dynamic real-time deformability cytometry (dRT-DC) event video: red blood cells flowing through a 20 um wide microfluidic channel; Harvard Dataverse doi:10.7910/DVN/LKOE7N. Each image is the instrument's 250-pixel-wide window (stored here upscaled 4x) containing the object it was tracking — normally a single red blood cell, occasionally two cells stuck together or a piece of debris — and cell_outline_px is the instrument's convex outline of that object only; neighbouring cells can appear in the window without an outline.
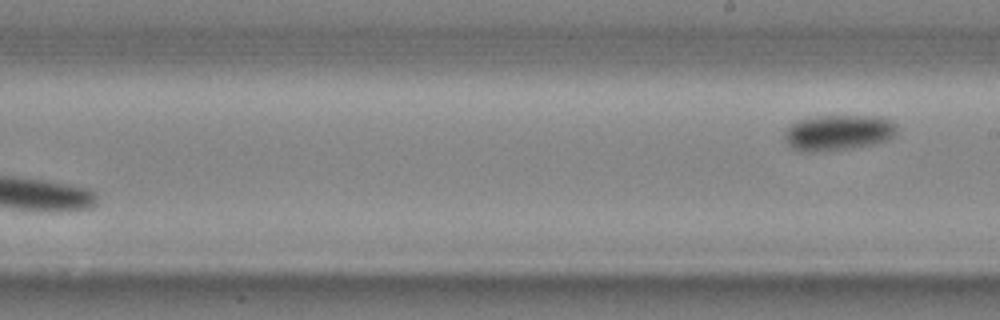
{"species": "common noctule bat (a hibernating species)", "species_latin": "Nyctalus noctula", "temperature_condition": "cold", "stored_images_in_passage": 13, "segment_of_instrument_passage": [2, 2], "camera_frame_rate_fps": 3000, "um_per_image_px": 0.085, "animal": {"sex": "male", "body_mass_g": 20.4}, "frame": {"image": 1, "passage_image": 13, "time_ms": 4.0, "image_size_px": [1000, 320], "cell_outline_px": [[896, 132], [888, 140], [876, 144], [852, 148], [816, 152], [800, 152], [792, 148], [788, 144], [784, 136], [784, 132], [796, 120], [816, 116], [880, 116], [892, 120], [896, 124]], "centroid_in_image_um": [71.25, 11.27], "position_along_channel_um": 217.7, "area_um2": 23.64}}